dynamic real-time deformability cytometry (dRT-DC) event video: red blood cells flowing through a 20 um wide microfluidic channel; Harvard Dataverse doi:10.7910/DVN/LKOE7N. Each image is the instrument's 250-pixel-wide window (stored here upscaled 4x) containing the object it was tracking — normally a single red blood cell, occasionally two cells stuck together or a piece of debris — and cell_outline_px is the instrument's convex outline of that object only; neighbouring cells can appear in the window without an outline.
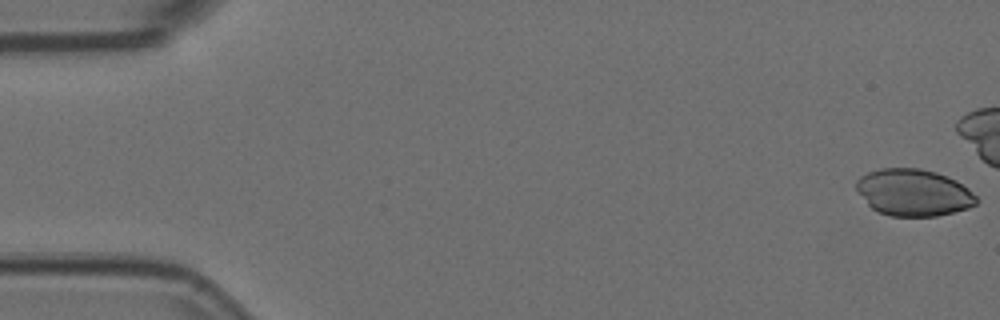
{"species": "Egyptian fruit bat (a non-hibernating species)", "species_latin": "Rousettus aegyptiacus", "temperature_condition": "room temperature", "stored_images_in_passage": 11, "camera_frame_rate_fps": 3000, "um_per_image_px": 0.085, "animal": {"sex": "female"}, "frame": {"image": 1, "passage_image": 1, "time_ms": 0.0, "image_size_px": [1000, 320], "cell_outline_px": [[976, 204], [968, 208], [936, 216], [892, 216], [876, 212], [868, 204], [856, 188], [856, 180], [860, 176], [868, 172], [880, 168], [920, 168], [936, 172], [948, 176], [956, 180], [968, 188], [976, 196]], "centroid_in_image_um": [77.64, 16.36], "position_along_channel_um": 7.4, "area_um2": 32.77}}